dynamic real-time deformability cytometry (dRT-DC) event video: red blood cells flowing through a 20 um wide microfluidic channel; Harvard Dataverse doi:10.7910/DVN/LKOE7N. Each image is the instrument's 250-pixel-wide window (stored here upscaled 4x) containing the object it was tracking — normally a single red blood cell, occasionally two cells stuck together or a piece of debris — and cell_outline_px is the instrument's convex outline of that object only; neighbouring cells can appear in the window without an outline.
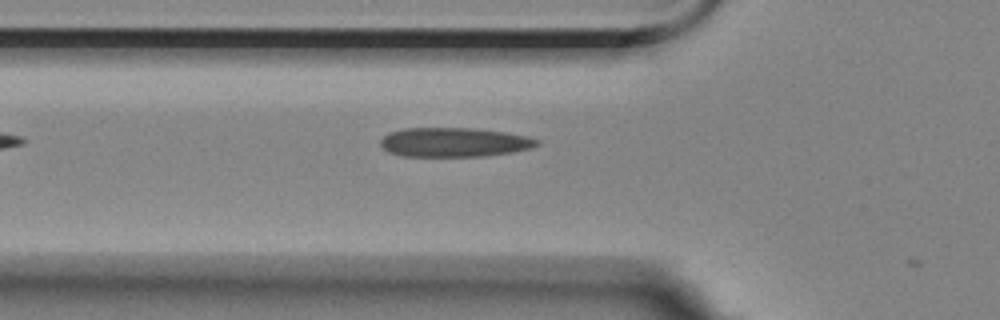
{"species": "Egyptian fruit bat (a non-hibernating species)", "species_latin": "Rousettus aegyptiacus", "temperature_condition": "room temperature", "stored_images_in_passage": 4, "camera_frame_rate_fps": 3000, "um_per_image_px": 0.085, "animal": {"sex": "female"}, "frame": {"image": 1, "passage_image": 4, "time_ms": 4.333, "image_size_px": [1000, 320], "cell_outline_px": [[540, 144], [532, 148], [484, 156], [404, 156], [388, 152], [380, 144], [380, 140], [388, 132], [404, 128], [476, 128], [504, 132], [528, 136], [540, 140]], "centroid_in_image_um": [38.6, 12.08], "position_along_channel_um": 87.2, "area_um2": 26.7}}